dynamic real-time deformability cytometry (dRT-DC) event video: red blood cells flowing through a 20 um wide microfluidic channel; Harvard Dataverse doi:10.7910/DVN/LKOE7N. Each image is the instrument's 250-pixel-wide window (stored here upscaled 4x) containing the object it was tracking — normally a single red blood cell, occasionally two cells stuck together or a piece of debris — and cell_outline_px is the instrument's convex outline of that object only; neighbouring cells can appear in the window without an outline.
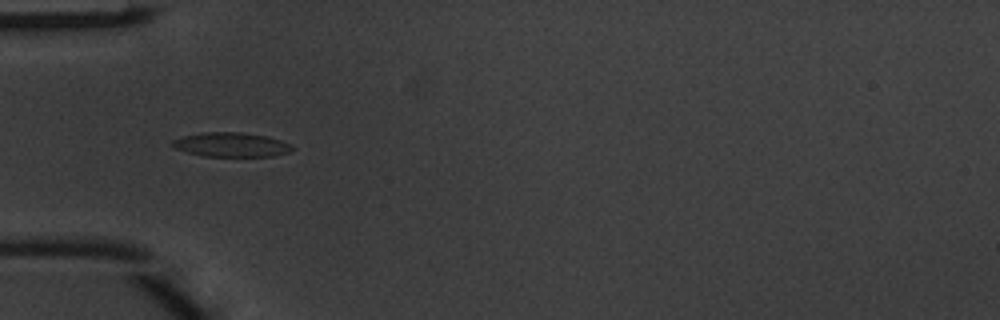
{"species": "common noctule bat (a hibernating species)", "species_latin": "Nyctalus noctula", "temperature_condition": "warm", "stored_images_in_passage": 4, "camera_frame_rate_fps": 3000, "um_per_image_px": 0.085, "animal": {"sex": "male", "body_mass_g": 20.1, "forearm_length_mm": 53.5}, "frame": {"image": 1, "passage_image": 3, "time_ms": 0.667, "image_size_px": [1000, 320], "cell_outline_px": [[296, 148], [288, 152], [272, 156], [204, 156], [172, 148], [172, 140], [184, 136], [200, 132], [244, 132], [268, 136], [292, 144]], "centroid_in_image_um": [19.67, 12.29], "position_along_channel_um": 65.3, "area_um2": 17.11}}